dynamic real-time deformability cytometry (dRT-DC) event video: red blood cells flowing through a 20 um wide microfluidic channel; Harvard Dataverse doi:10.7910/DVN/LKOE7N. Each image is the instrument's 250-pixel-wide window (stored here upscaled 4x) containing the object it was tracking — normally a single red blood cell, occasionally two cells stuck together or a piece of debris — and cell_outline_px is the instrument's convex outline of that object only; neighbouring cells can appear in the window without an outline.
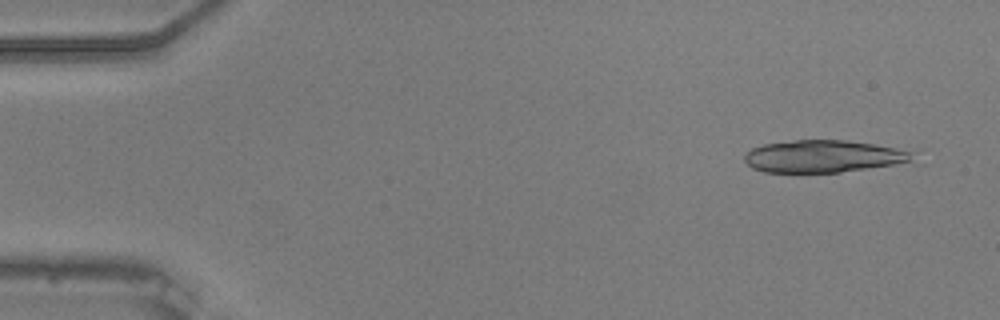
{"species": "common noctule bat (a hibernating species)", "species_latin": "Nyctalus noctula", "temperature_condition": "warm", "stored_images_in_passage": 18, "camera_frame_rate_fps": 3000, "um_per_image_px": 0.085, "animal": {"sex": "male", "body_mass_g": 20.5, "forearm_length_mm": 52.5}, "frame": {"image": 1, "passage_image": 3, "time_ms": 0.667, "image_size_px": [1000, 320], "cell_outline_px": [[924, 164], [840, 172], [764, 172], [752, 168], [744, 160], [744, 156], [752, 148], [764, 144], [796, 140], [844, 140], [872, 144], [896, 148], [908, 152]], "centroid_in_image_um": [70.19, 13.32], "position_along_channel_um": 14.8, "area_um2": 32.48}}